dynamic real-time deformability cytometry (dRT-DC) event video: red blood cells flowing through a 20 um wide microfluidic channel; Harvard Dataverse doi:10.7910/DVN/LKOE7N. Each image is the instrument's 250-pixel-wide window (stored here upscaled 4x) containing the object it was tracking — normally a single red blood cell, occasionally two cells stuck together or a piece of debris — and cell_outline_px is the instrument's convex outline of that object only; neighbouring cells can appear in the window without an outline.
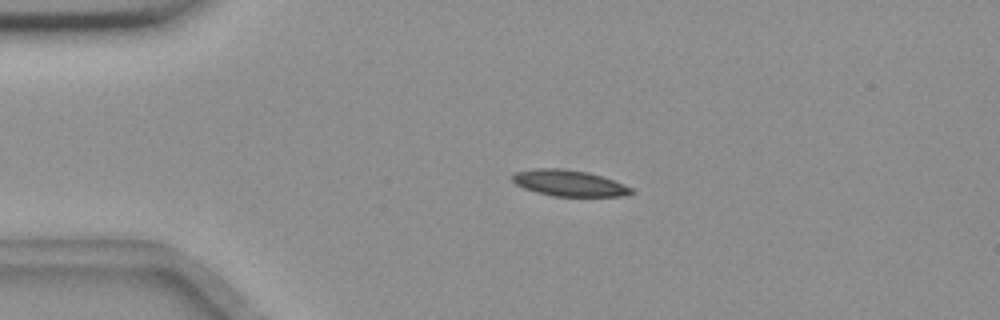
{"species": "common noctule bat (a hibernating species)", "species_latin": "Nyctalus noctula", "temperature_condition": "room temperature", "stored_images_in_passage": 3, "camera_frame_rate_fps": 3000, "um_per_image_px": 0.085, "animal": {"sex": "female", "body_mass_g": 18.4}, "frame": {"image": 1, "passage_image": 2, "time_ms": 1.0, "image_size_px": [1000, 320], "cell_outline_px": [[636, 192], [624, 196], [552, 196], [536, 192], [524, 188], [516, 184], [512, 180], [512, 176], [516, 172], [536, 168], [564, 168], [588, 172], [612, 180], [632, 188]], "centroid_in_image_um": [48.36, 15.56], "position_along_channel_um": 36.6, "area_um2": 18.03}}